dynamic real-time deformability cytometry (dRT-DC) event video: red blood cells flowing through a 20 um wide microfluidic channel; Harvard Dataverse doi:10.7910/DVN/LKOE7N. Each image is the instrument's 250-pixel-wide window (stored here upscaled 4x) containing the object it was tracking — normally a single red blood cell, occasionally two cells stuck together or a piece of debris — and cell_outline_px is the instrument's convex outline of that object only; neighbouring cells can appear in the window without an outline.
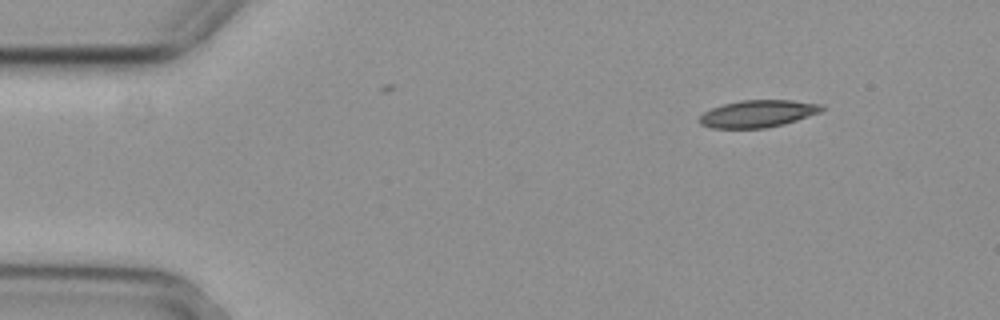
{"species": "common noctule bat (a hibernating species)", "species_latin": "Nyctalus noctula", "temperature_condition": "cold", "stored_images_in_passage": 5, "camera_frame_rate_fps": 3000, "um_per_image_px": 0.085, "animal": {"sex": "female", "body_mass_g": 29.2, "forearm_length_mm": 56.3}, "frame": {"image": 1, "passage_image": 1, "time_ms": 0.0, "image_size_px": [1000, 320], "cell_outline_px": [[824, 108], [820, 112], [784, 124], [764, 128], [712, 128], [700, 124], [700, 116], [704, 112], [712, 108], [724, 104], [740, 100], [792, 100], [824, 104]], "centroid_in_image_um": [64.43, 9.66], "position_along_channel_um": 20.6, "area_um2": 19.31}}
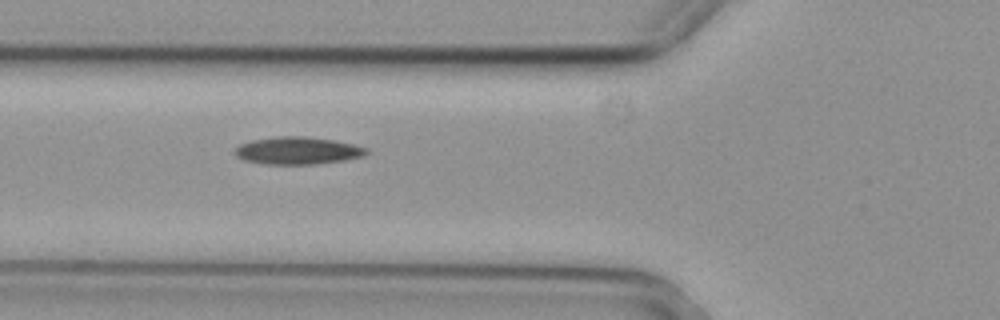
{"frame": {"image": 2, "passage_image": 4, "time_ms": 1.0, "image_size_px": [1000, 320], "cell_outline_px": [[368, 152], [364, 156], [344, 160], [316, 164], [264, 164], [244, 160], [236, 156], [232, 152], [240, 144], [252, 140], [276, 136], [304, 136], [332, 140], [352, 144], [368, 148]], "centroid_in_image_um": [25.27, 12.8], "position_along_channel_um": 100.5, "area_um2": 21.04}}
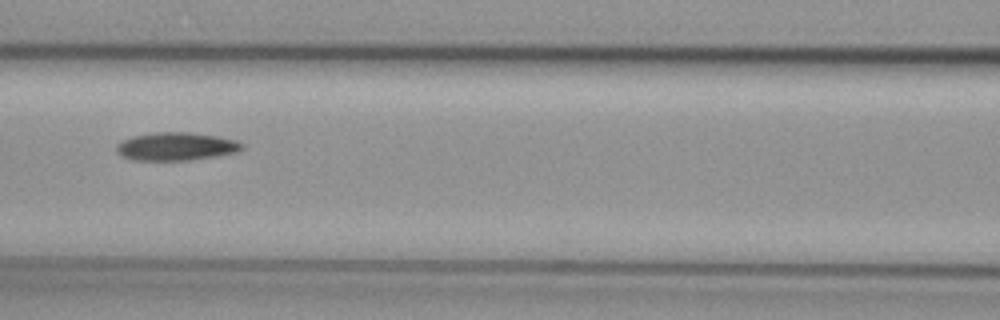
{"frame": {"image": 3, "passage_image": 5, "time_ms": 1.333, "image_size_px": [1000, 320], "cell_outline_px": [[244, 148], [236, 152], [216, 156], [192, 160], [132, 160], [120, 156], [116, 152], [116, 144], [132, 136], [156, 132], [188, 132], [216, 136], [236, 140], [244, 144]], "centroid_in_image_um": [14.95, 12.45], "position_along_channel_um": 151.6, "area_um2": 20.63}}